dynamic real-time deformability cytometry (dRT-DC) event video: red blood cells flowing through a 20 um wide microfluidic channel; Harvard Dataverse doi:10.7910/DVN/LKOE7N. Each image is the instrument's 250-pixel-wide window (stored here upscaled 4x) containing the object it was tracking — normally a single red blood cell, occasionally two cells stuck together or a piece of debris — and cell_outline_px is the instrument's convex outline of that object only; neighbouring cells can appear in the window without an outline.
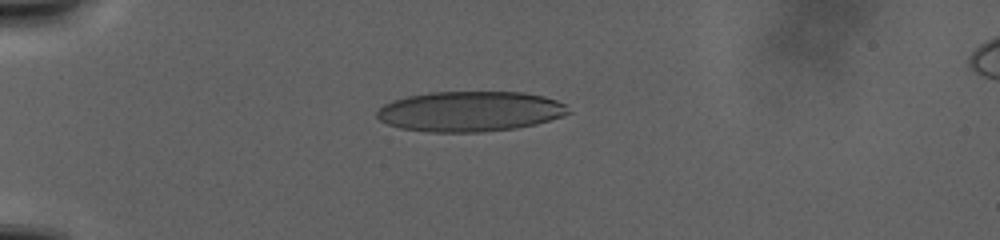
{"species": "human", "species_latin": "Homo sapiens", "temperature_condition": "warm", "stored_images_in_passage": 77, "camera_frame_rate_fps": 3000, "um_per_image_px": 0.085, "donor": {"sex": "male"}, "frame": {"image": 1, "passage_image": 21, "time_ms": 10.667, "image_size_px": [1000, 240], "cell_outline_px": [[572, 112], [564, 116], [536, 124], [516, 128], [480, 132], [432, 132], [400, 128], [388, 124], [380, 120], [376, 116], [376, 112], [384, 104], [392, 100], [408, 96], [428, 92], [524, 92], [544, 96], [556, 100], [564, 104]], "centroid_in_image_um": [39.96, 9.46], "position_along_channel_um": 45.0, "area_um2": 45.03}}
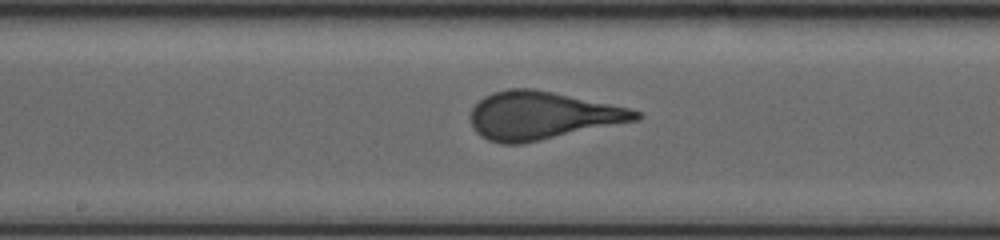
{"frame": {"image": 2, "passage_image": 44, "time_ms": 21.667, "image_size_px": [1000, 240], "cell_outline_px": [[644, 116], [640, 120], [520, 144], [500, 144], [488, 140], [480, 136], [472, 128], [468, 116], [472, 108], [484, 96], [492, 92], [508, 88], [532, 88], [552, 92], [628, 108], [640, 112]], "centroid_in_image_um": [46.02, 9.83], "position_along_channel_um": 202.2, "area_um2": 46.18}}
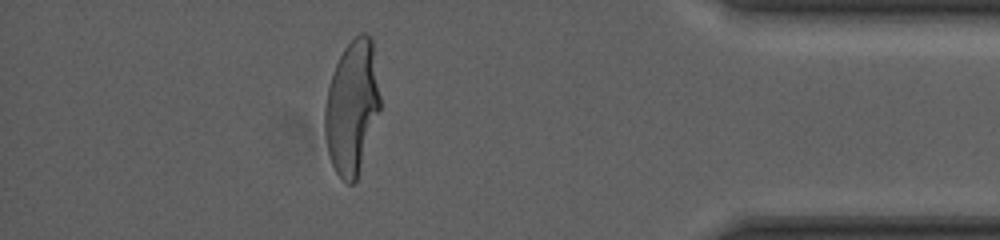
{"frame": {"image": 3, "passage_image": 69, "time_ms": 34.667, "image_size_px": [1000, 240], "cell_outline_px": [[380, 108], [356, 180], [352, 184], [348, 184], [336, 172], [332, 164], [328, 152], [324, 136], [324, 108], [328, 88], [336, 64], [344, 48], [360, 32], [364, 32], [372, 40], [380, 96]], "centroid_in_image_um": [29.9, 9.11], "position_along_channel_um": 405.3, "area_um2": 42.54}}